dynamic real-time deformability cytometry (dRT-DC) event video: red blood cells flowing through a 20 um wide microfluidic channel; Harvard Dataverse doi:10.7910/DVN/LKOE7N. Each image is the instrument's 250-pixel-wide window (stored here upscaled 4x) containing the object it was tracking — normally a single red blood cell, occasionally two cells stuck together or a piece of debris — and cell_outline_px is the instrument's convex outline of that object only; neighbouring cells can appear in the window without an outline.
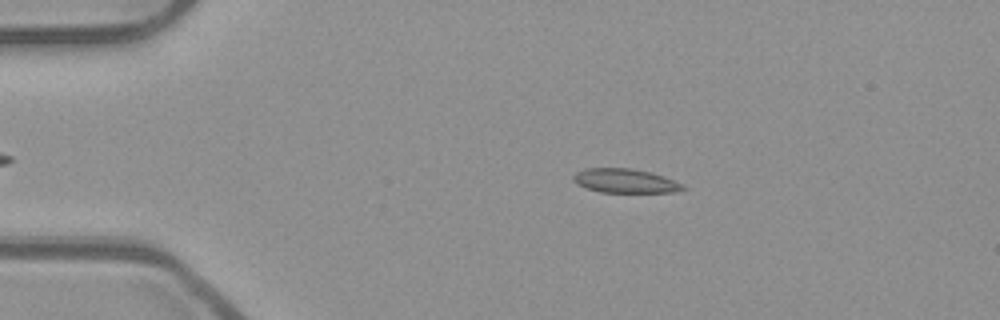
{"species": "common noctule bat (a hibernating species)", "species_latin": "Nyctalus noctula", "temperature_condition": "room temperature", "stored_images_in_passage": 45, "camera_frame_rate_fps": 3000, "um_per_image_px": 0.085, "animal": {"sex": "male", "body_mass_g": 23.1, "forearm_length_mm": 52.7}, "frame": {"image": 1, "passage_image": 10, "time_ms": 3.0, "image_size_px": [1000, 320], "cell_outline_px": [[688, 188], [676, 192], [600, 192], [576, 184], [572, 180], [572, 176], [576, 172], [584, 168], [628, 168], [652, 172], [664, 176], [684, 184]], "centroid_in_image_um": [53.15, 15.37], "position_along_channel_um": 31.8, "area_um2": 15.55}}
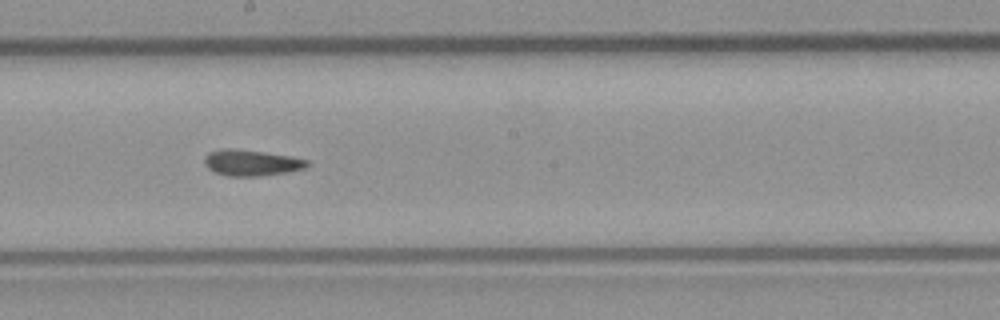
{"frame": {"image": 2, "passage_image": 29, "time_ms": 9.333, "image_size_px": [1000, 320], "cell_outline_px": [[308, 168], [288, 172], [260, 176], [228, 176], [216, 172], [208, 168], [204, 164], [204, 156], [208, 152], [224, 148], [232, 148], [264, 152], [288, 156], [308, 160]], "centroid_in_image_um": [21.35, 13.83], "position_along_channel_um": 226.8, "area_um2": 15.61}}
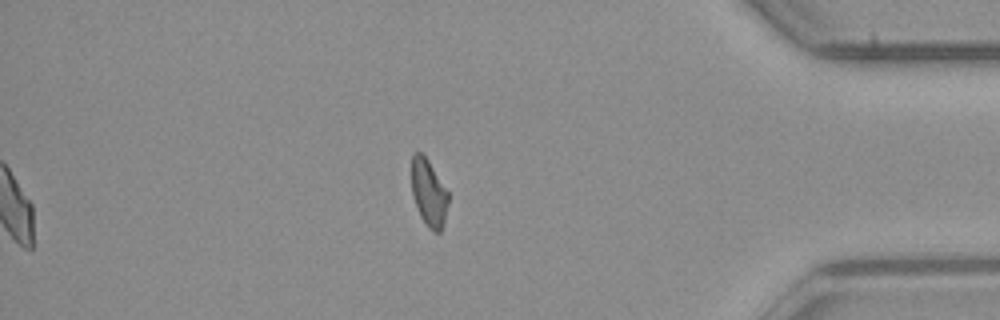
{"frame": {"image": 3, "passage_image": 45, "time_ms": 14.667, "image_size_px": [1000, 320], "cell_outline_px": [[448, 204], [444, 220], [440, 232], [432, 232], [428, 228], [420, 216], [412, 196], [412, 152], [420, 152], [428, 160], [448, 192]], "centroid_in_image_um": [36.43, 16.41], "position_along_channel_um": 398.8, "area_um2": 14.22}, "authors_computed_cell_mechanics": {"area_um2": 15.5482, "velocity_mm_per_s": 3.8937, "shape_relaxation_time_tau1_ms": 9.739, "shape_relaxation_time_tau2_ms": 3.0229, "deformation_change_tau1": 0.2028, "deformation_change_tau2": 0.1006}}